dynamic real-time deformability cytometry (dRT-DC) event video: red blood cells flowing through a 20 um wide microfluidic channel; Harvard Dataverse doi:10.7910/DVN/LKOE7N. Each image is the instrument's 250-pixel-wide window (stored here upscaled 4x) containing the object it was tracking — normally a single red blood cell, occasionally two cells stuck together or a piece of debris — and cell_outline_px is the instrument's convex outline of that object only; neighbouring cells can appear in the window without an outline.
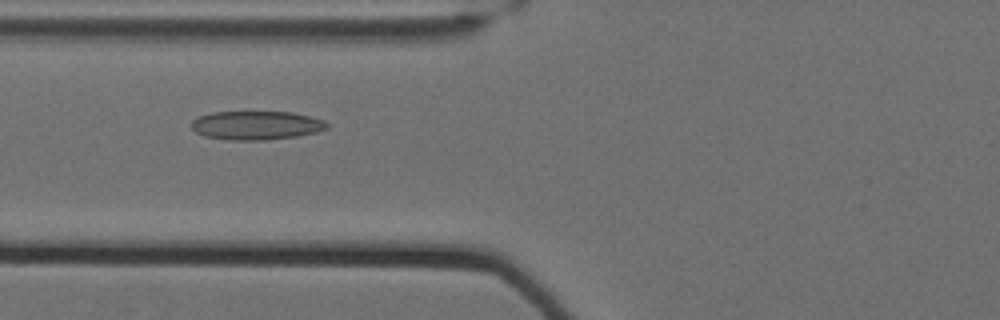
{"species": "Egyptian fruit bat (a non-hibernating species)", "species_latin": "Rousettus aegyptiacus", "temperature_condition": "cold", "stored_images_in_passage": 37, "camera_frame_rate_fps": 3000, "um_per_image_px": 0.085, "animal": {"sex": "female"}, "frame": {"image": 1, "passage_image": 3, "time_ms": 0.667, "image_size_px": [1000, 320], "cell_outline_px": [[328, 128], [316, 132], [296, 136], [264, 140], [228, 140], [204, 136], [196, 132], [192, 128], [192, 120], [200, 116], [212, 112], [292, 112], [324, 120], [328, 124]], "centroid_in_image_um": [21.78, 10.65], "position_along_channel_um": 104.0, "area_um2": 22.6}}
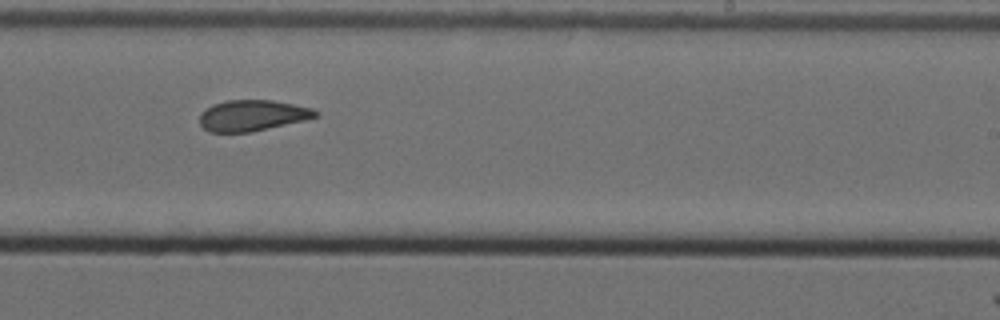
{"frame": {"image": 2, "passage_image": 17, "time_ms": 5.333, "image_size_px": [1000, 320], "cell_outline_px": [[320, 116], [304, 120], [252, 132], [208, 132], [200, 124], [200, 116], [212, 104], [228, 100], [272, 100], [312, 108], [320, 112]], "centroid_in_image_um": [21.48, 9.82], "position_along_channel_um": 267.5, "area_um2": 20.81}}
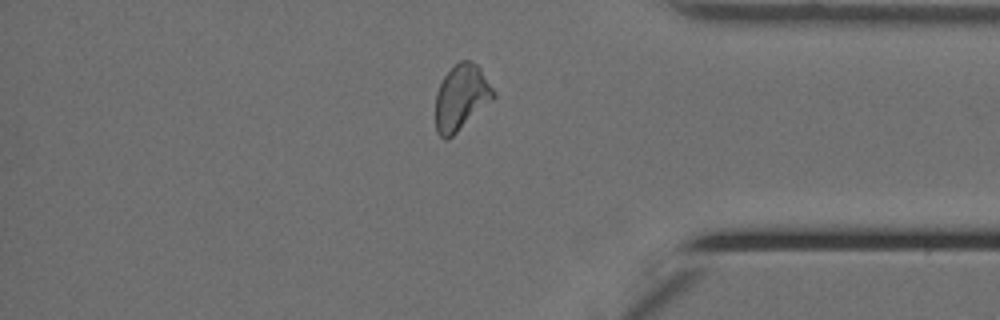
{"frame": {"image": 3, "passage_image": 29, "time_ms": 9.333, "image_size_px": [1000, 320], "cell_outline_px": [[496, 96], [492, 100], [452, 136], [444, 140], [436, 132], [436, 92], [444, 76], [460, 60], [472, 60], [480, 68], [496, 92]], "centroid_in_image_um": [39.21, 8.27], "position_along_channel_um": 396.0, "area_um2": 21.91}}